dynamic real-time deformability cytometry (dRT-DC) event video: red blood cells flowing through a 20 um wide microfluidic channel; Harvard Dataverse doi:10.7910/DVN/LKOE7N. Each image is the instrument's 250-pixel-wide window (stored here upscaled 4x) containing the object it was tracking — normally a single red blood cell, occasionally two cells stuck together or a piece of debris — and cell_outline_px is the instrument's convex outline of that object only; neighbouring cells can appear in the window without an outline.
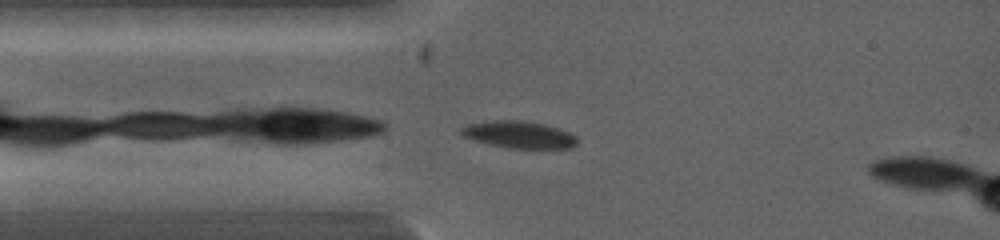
{"species": "common noctule bat (a hibernating species)", "species_latin": "Nyctalus noctula", "temperature_condition": "warm", "stored_images_in_passage": 2, "camera_frame_rate_fps": 5000, "um_per_image_px": 0.085, "animal": {"sex": "female", "body_mass_g": 19.0, "forearm_length_mm": 53.3}, "frame": {"image": 1, "passage_image": 2, "time_ms": 0.8, "image_size_px": [1000, 240], "cell_outline_px": [[576, 144], [572, 148], [508, 148], [488, 144], [460, 136], [460, 128], [468, 124], [492, 120], [520, 120], [544, 124], [560, 128], [576, 136]], "centroid_in_image_um": [44.08, 11.44], "position_along_channel_um": 40.9, "area_um2": 18.38}}